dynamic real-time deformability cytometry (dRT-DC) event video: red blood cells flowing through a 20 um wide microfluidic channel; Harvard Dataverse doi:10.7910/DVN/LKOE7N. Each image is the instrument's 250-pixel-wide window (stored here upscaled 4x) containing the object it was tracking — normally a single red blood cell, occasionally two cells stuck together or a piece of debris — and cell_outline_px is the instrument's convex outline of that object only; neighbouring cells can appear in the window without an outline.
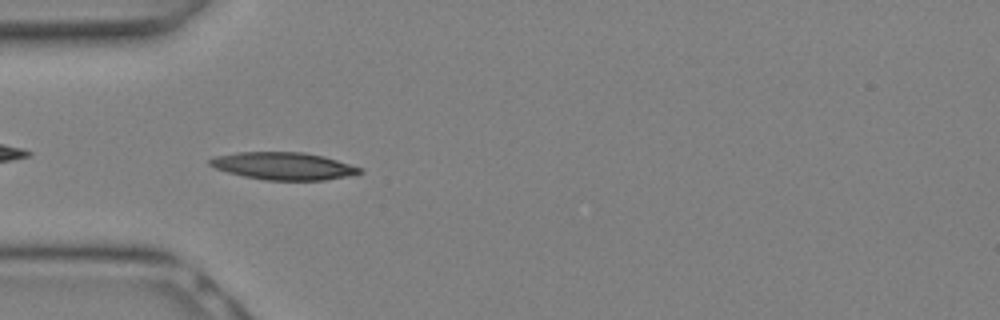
{"species": "Egyptian fruit bat (a non-hibernating species)", "species_latin": "Rousettus aegyptiacus", "temperature_condition": "warm", "stored_images_in_passage": 13, "camera_frame_rate_fps": 3000, "um_per_image_px": 0.085, "animal": {"sex": "female"}, "frame": {"image": 1, "passage_image": 8, "time_ms": 2.333, "image_size_px": [1000, 320], "cell_outline_px": [[364, 172], [348, 176], [324, 180], [264, 180], [244, 176], [228, 172], [216, 168], [208, 164], [208, 160], [216, 156], [236, 152], [304, 152], [324, 156], [364, 168]], "centroid_in_image_um": [24.13, 14.11], "position_along_channel_um": 60.9, "area_um2": 24.04}}
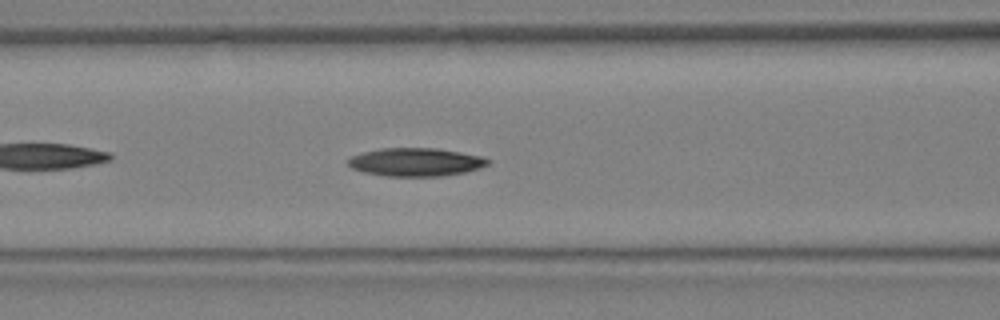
{"frame": {"image": 2, "passage_image": 11, "time_ms": 3.333, "image_size_px": [1000, 320], "cell_outline_px": [[488, 164], [480, 168], [464, 172], [440, 176], [384, 176], [364, 172], [352, 168], [348, 164], [348, 160], [352, 156], [364, 152], [380, 148], [436, 148], [460, 152], [480, 156], [488, 160]], "centroid_in_image_um": [35.31, 13.77], "position_along_channel_um": 131.3, "area_um2": 22.77}}
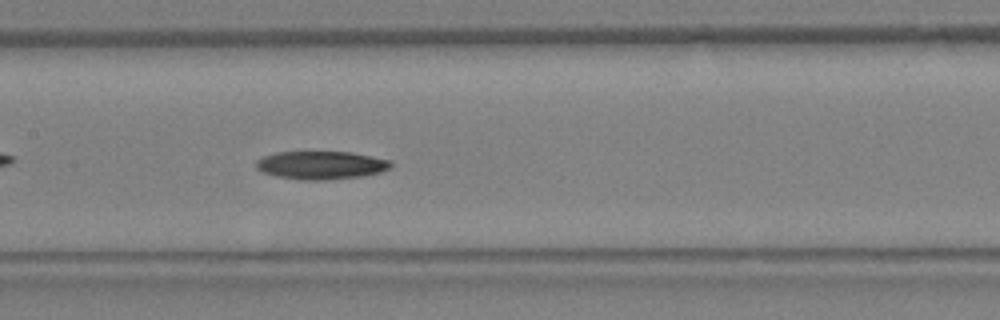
{"frame": {"image": 3, "passage_image": 13, "time_ms": 4.0, "image_size_px": [1000, 320], "cell_outline_px": [[392, 164], [388, 168], [380, 172], [360, 176], [324, 180], [304, 180], [276, 176], [264, 172], [256, 168], [256, 160], [264, 156], [276, 152], [352, 152], [392, 160]], "centroid_in_image_um": [27.29, 14.03], "position_along_channel_um": 180.1, "area_um2": 21.96}}